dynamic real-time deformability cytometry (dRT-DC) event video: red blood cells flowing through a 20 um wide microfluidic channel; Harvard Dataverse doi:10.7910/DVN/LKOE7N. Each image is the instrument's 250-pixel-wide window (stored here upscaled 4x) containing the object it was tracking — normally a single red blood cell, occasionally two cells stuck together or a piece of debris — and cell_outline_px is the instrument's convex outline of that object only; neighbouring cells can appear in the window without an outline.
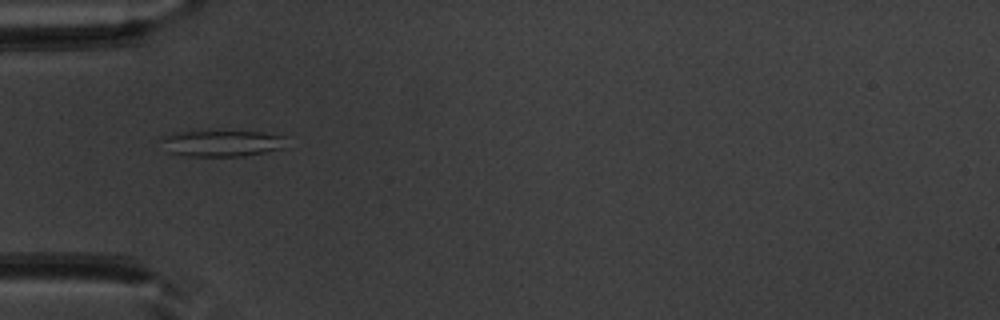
{"species": "common noctule bat (a hibernating species)", "species_latin": "Nyctalus noctula", "temperature_condition": "warm", "stored_images_in_passage": 22, "camera_frame_rate_fps": 3000, "um_per_image_px": 0.085, "animal": {"sex": "male", "body_mass_g": 20.1, "forearm_length_mm": 53.5}, "frame": {"image": 1, "passage_image": 18, "time_ms": 5.667, "image_size_px": [1000, 320], "cell_outline_px": [[288, 136], [280, 148], [264, 152], [244, 156], [184, 156], [168, 152], [156, 140], [160, 136], [172, 132], [264, 132]], "centroid_in_image_um": [18.73, 12.18], "position_along_channel_um": 66.3, "area_um2": 19.31}}
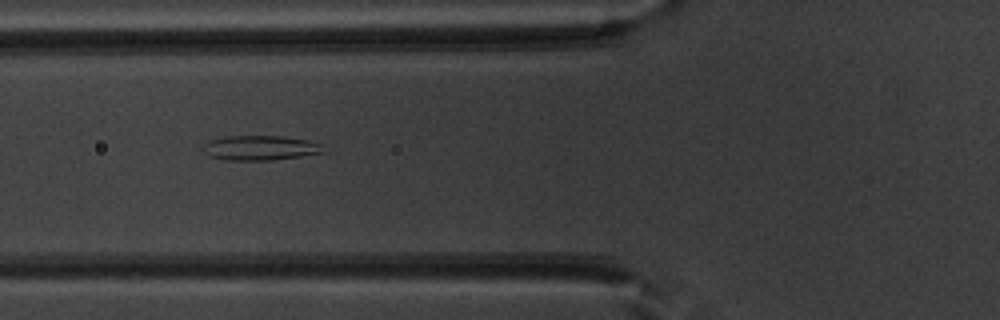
{"frame": {"image": 2, "passage_image": 21, "time_ms": 6.667, "image_size_px": [1000, 320], "cell_outline_px": [[324, 152], [300, 156], [272, 160], [224, 160], [212, 156], [204, 152], [204, 144], [208, 140], [224, 136], [280, 136], [308, 140], [320, 144]], "centroid_in_image_um": [22.08, 12.56], "position_along_channel_um": 103.7, "area_um2": 17.17}}